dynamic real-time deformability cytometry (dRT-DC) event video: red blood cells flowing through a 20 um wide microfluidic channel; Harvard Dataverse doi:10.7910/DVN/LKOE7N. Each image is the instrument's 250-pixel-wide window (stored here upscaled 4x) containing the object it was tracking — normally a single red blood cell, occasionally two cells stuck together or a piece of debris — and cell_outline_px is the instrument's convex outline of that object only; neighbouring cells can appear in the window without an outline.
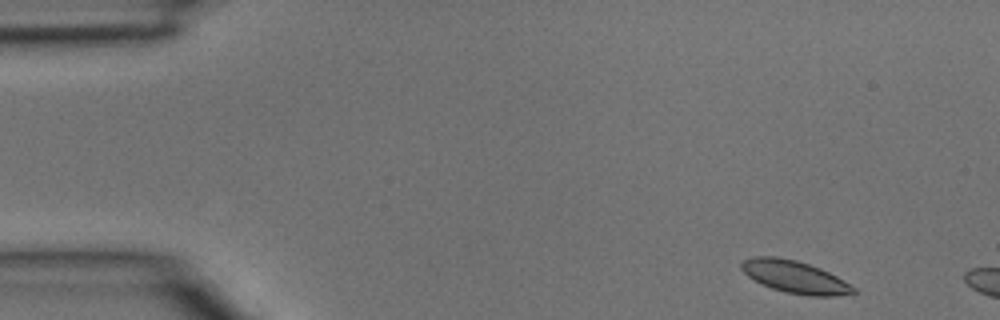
{"species": "common noctule bat (a hibernating species)", "species_latin": "Nyctalus noctula", "temperature_condition": "room temperature", "stored_images_in_passage": 5, "segment_of_instrument_passage": [2, 2], "camera_frame_rate_fps": 3000, "um_per_image_px": 0.085, "animal": {"sex": "male", "body_mass_g": 15.6}, "frame": {"image": 1, "passage_image": 5, "time_ms": 1.333, "image_size_px": [1000, 320], "cell_outline_px": [[856, 292], [840, 296], [808, 296], [788, 292], [772, 288], [760, 284], [748, 276], [740, 268], [740, 264], [744, 260], [752, 256], [776, 256], [796, 260], [820, 268], [844, 280], [856, 288]], "centroid_in_image_um": [67.55, 23.53], "position_along_channel_um": 17.4, "area_um2": 21.15}}